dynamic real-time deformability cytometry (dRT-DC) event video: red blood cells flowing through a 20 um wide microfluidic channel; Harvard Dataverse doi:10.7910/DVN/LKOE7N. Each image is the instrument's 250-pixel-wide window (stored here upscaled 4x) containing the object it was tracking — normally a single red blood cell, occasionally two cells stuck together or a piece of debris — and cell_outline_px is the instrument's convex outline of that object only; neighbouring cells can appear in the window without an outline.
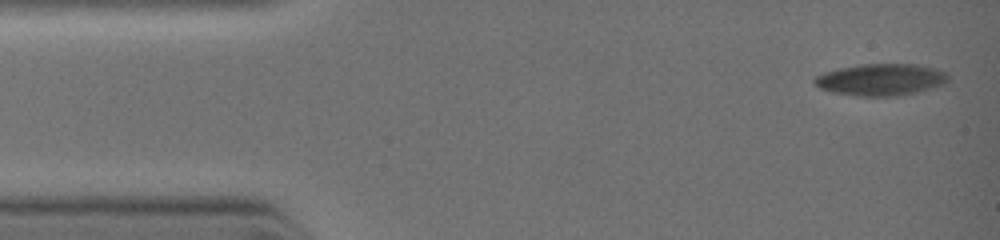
{"species": "common noctule bat (a hibernating species)", "species_latin": "Nyctalus noctula", "temperature_condition": "warm", "stored_images_in_passage": 55, "camera_frame_rate_fps": 3000, "um_per_image_px": 0.085, "animal": {"sex": "female", "body_mass_g": 19.0, "forearm_length_mm": 51.5}, "frame": {"image": 1, "passage_image": 1, "time_ms": 0.0, "image_size_px": [1000, 240], "cell_outline_px": [[948, 80], [944, 84], [916, 92], [896, 96], [856, 96], [832, 92], [820, 88], [812, 80], [816, 76], [824, 72], [840, 68], [860, 64], [916, 64], [936, 68], [948, 72]], "centroid_in_image_um": [74.89, 6.76], "position_along_channel_um": 10.1, "area_um2": 24.8}}
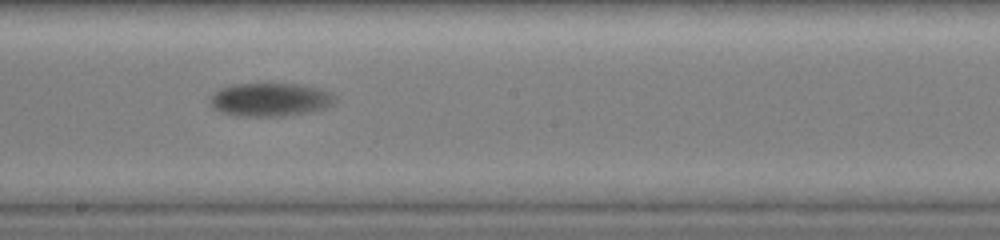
{"frame": {"image": 2, "passage_image": 31, "time_ms": 6.0, "image_size_px": [1000, 240], "cell_outline_px": [[336, 100], [332, 104], [324, 108], [312, 112], [280, 116], [244, 116], [224, 112], [208, 104], [208, 100], [220, 88], [232, 84], [296, 84], [320, 88], [332, 92], [336, 96]], "centroid_in_image_um": [23.01, 8.46], "position_along_channel_um": 225.2, "area_um2": 24.22}}
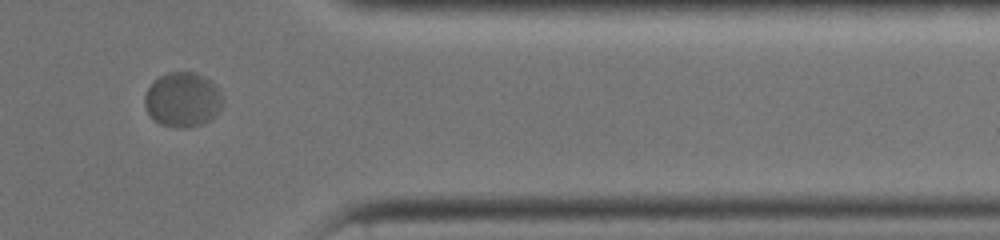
{"frame": {"image": 3, "passage_image": 47, "time_ms": 9.333, "image_size_px": [1000, 240], "cell_outline_px": [[220, 100], [216, 112], [208, 120], [200, 124], [160, 124], [148, 112], [144, 100], [144, 96], [148, 88], [160, 76], [168, 72], [192, 72], [208, 80], [212, 84]], "centroid_in_image_um": [15.43, 8.41], "position_along_channel_um": 396.0, "area_um2": 22.95}}